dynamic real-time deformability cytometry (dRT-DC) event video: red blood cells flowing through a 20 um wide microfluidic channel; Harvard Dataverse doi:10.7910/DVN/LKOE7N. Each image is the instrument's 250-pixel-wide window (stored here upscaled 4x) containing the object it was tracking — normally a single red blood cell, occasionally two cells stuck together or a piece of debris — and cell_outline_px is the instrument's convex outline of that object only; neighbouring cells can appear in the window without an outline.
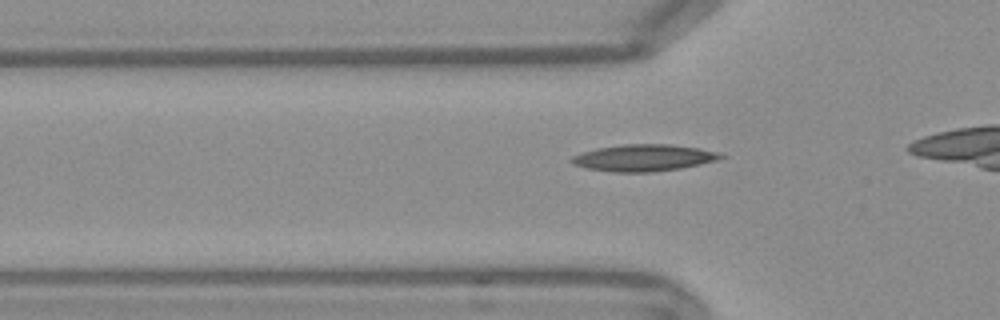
{"species": "Egyptian fruit bat (a non-hibernating species)", "species_latin": "Rousettus aegyptiacus", "temperature_condition": "warm", "stored_images_in_passage": 15, "camera_frame_rate_fps": 3000, "um_per_image_px": 0.085, "frame": {"image": 1, "passage_image": 9, "time_ms": 2.667, "image_size_px": [1000, 320], "cell_outline_px": [[728, 156], [716, 160], [700, 164], [680, 168], [652, 172], [612, 172], [588, 168], [572, 164], [568, 160], [572, 156], [596, 148], [624, 144], [672, 144], [700, 148], [720, 152]], "centroid_in_image_um": [54.74, 13.41], "position_along_channel_um": 71.1, "area_um2": 23.35}}
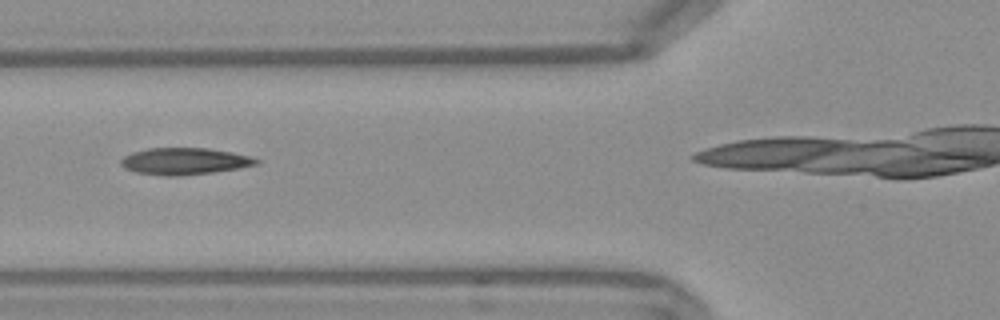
{"frame": {"image": 2, "passage_image": 12, "time_ms": 3.667, "image_size_px": [1000, 320], "cell_outline_px": [[260, 164], [240, 168], [212, 172], [176, 176], [164, 176], [136, 172], [124, 168], [120, 164], [120, 160], [124, 156], [132, 152], [148, 148], [208, 148], [232, 152], [252, 156], [260, 160]], "centroid_in_image_um": [15.7, 13.7], "position_along_channel_um": 110.1, "area_um2": 21.27}}